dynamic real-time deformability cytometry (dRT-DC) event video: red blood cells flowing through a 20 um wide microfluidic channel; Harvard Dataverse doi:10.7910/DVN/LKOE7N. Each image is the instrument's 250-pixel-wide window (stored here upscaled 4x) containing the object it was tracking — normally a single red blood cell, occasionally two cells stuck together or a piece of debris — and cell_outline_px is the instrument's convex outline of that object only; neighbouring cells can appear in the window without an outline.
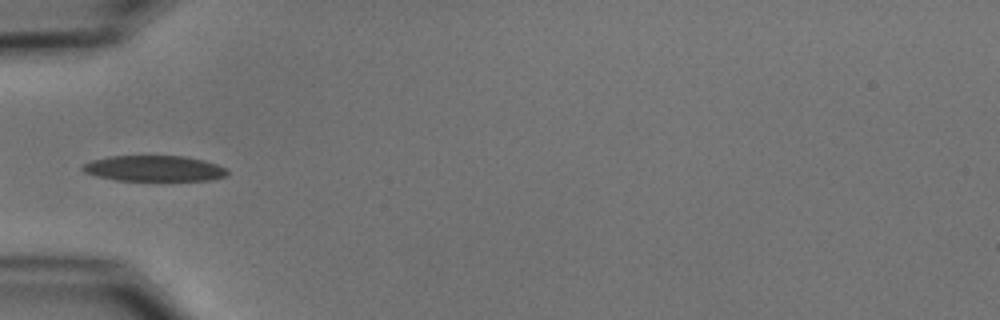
{"species": "common noctule bat (a hibernating species)", "species_latin": "Nyctalus noctula", "temperature_condition": "cold", "stored_images_in_passage": 5, "camera_frame_rate_fps": 3000, "um_per_image_px": 0.085, "animal": {"sex": "male", "body_mass_g": 15.6}, "frame": {"image": 1, "passage_image": 5, "time_ms": 4.667, "image_size_px": [1000, 320], "cell_outline_px": [[228, 176], [212, 180], [116, 180], [96, 176], [84, 172], [80, 168], [84, 164], [92, 160], [108, 156], [188, 156], [204, 160], [228, 168]], "centroid_in_image_um": [13.13, 14.31], "position_along_channel_um": 71.9, "area_um2": 21.85}}